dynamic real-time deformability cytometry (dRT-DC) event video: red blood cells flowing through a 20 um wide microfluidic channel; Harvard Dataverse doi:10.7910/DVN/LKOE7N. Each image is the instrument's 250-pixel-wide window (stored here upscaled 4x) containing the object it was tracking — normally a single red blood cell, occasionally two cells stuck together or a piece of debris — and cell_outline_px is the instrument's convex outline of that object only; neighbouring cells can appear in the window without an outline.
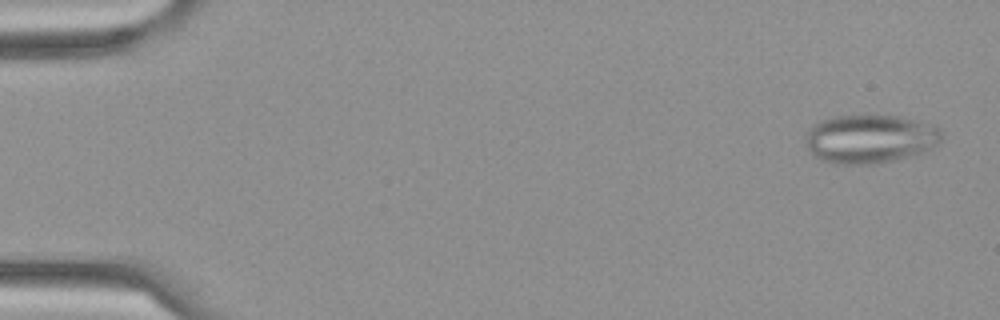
{"species": "Egyptian fruit bat (a non-hibernating species)", "species_latin": "Rousettus aegyptiacus", "temperature_condition": "cold", "stored_images_in_passage": 7, "camera_frame_rate_fps": 3000, "um_per_image_px": 0.085, "frame": {"image": 1, "passage_image": 1, "time_ms": 0.0, "image_size_px": [1000, 320], "cell_outline_px": [[940, 140], [932, 148], [896, 160], [876, 164], [836, 164], [824, 160], [816, 156], [804, 144], [804, 136], [820, 120], [832, 116], [896, 116], [912, 120], [940, 128]], "centroid_in_image_um": [73.89, 11.82], "position_along_channel_um": 11.1, "area_um2": 37.97}}